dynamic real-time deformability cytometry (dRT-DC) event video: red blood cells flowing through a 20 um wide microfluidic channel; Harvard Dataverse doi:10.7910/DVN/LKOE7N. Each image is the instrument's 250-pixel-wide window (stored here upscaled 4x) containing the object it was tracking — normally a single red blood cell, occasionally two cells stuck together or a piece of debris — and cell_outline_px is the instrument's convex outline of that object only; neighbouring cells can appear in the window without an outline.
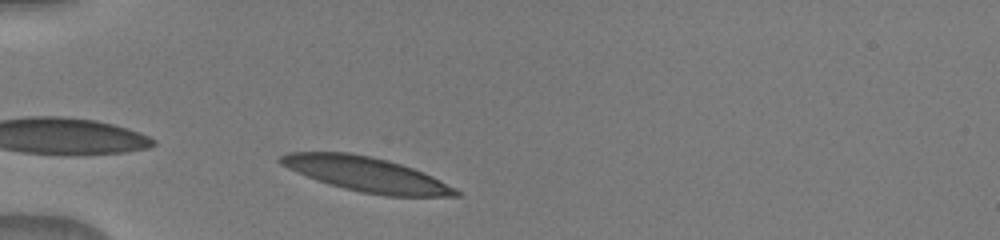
{"species": "human", "species_latin": "Homo sapiens", "temperature_condition": "warm", "stored_images_in_passage": 31, "camera_frame_rate_fps": 3000, "um_per_image_px": 0.085, "donor": {"sex": "male"}, "frame": {"image": 1, "passage_image": 2, "time_ms": 0.333, "image_size_px": [1000, 240], "cell_outline_px": [[460, 196], [388, 196], [364, 192], [344, 188], [308, 176], [288, 168], [280, 164], [276, 160], [280, 156], [288, 152], [348, 152], [372, 156], [388, 160], [424, 172], [456, 188], [460, 192]], "centroid_in_image_um": [31.15, 14.8], "position_along_channel_um": 53.8, "area_um2": 34.91}}
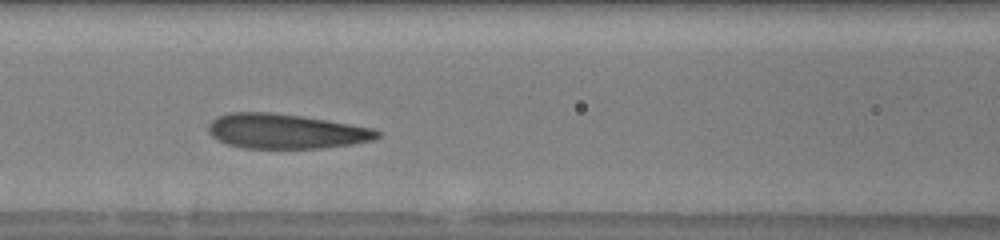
{"frame": {"image": 2, "passage_image": 10, "time_ms": 3.0, "image_size_px": [1000, 240], "cell_outline_px": [[380, 136], [372, 140], [352, 144], [320, 148], [244, 148], [228, 144], [212, 136], [208, 132], [208, 124], [216, 116], [228, 112], [272, 112], [300, 116], [376, 128], [380, 132]], "centroid_in_image_um": [24.28, 11.15], "position_along_channel_um": 142.3, "area_um2": 34.22}}
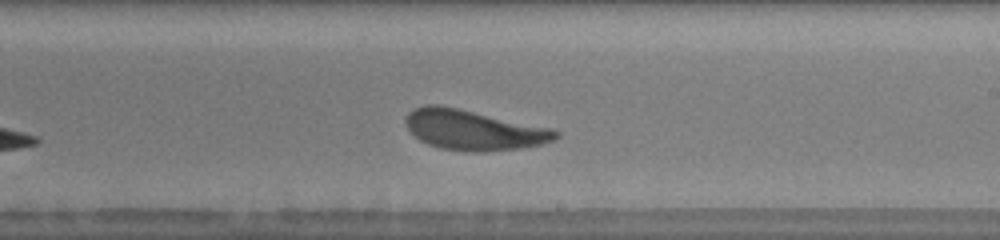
{"frame": {"image": 3, "passage_image": 18, "time_ms": 5.667, "image_size_px": [1000, 240], "cell_outline_px": [[560, 136], [552, 140], [540, 144], [524, 148], [488, 152], [464, 152], [440, 148], [428, 144], [420, 140], [404, 124], [404, 120], [408, 112], [416, 108], [428, 104], [440, 104], [460, 108], [552, 128], [560, 132]], "centroid_in_image_um": [40.26, 11.05], "position_along_channel_um": 248.7, "area_um2": 35.49}}